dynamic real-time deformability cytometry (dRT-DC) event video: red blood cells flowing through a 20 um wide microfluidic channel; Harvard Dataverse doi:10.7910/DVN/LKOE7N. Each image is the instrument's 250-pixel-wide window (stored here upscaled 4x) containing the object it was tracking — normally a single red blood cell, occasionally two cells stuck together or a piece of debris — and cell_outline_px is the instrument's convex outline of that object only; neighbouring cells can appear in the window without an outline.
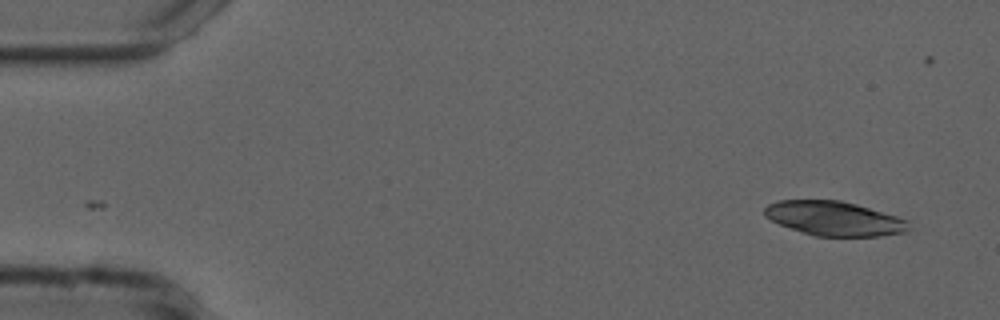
{"species": "common noctule bat (a hibernating species)", "species_latin": "Nyctalus noctula", "temperature_condition": "cold", "stored_images_in_passage": 41, "camera_frame_rate_fps": 3000, "um_per_image_px": 0.085, "animal": {"sex": "male", "forearm_length_mm": 52.5}, "frame": {"image": 1, "passage_image": 1, "time_ms": 0.0, "image_size_px": [1000, 320], "cell_outline_px": [[908, 232], [880, 236], [816, 236], [780, 224], [764, 216], [764, 208], [768, 204], [780, 200], [840, 200], [856, 204], [896, 216], [908, 220]], "centroid_in_image_um": [70.92, 18.57], "position_along_channel_um": 14.1, "area_um2": 28.61}}
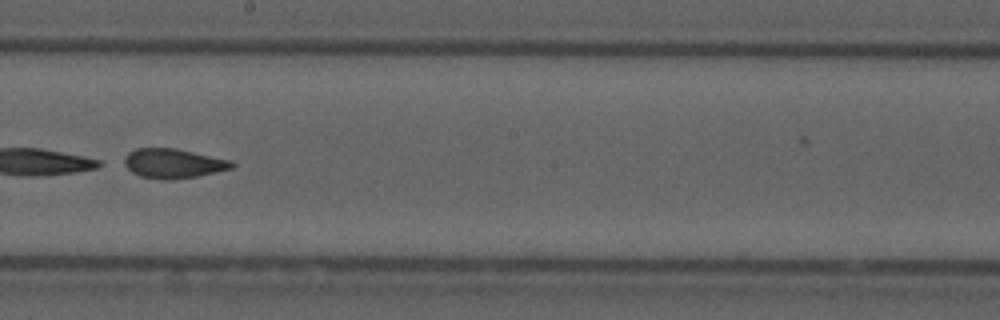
{"frame": {"image": 2, "passage_image": 28, "time_ms": 9.0, "image_size_px": [1000, 320], "cell_outline_px": [[236, 164], [232, 168], [216, 172], [196, 176], [172, 180], [164, 180], [140, 176], [132, 172], [120, 164], [124, 156], [128, 152], [136, 148], [176, 148], [232, 160]], "centroid_in_image_um": [14.68, 13.89], "position_along_channel_um": 233.5, "area_um2": 18.84}}